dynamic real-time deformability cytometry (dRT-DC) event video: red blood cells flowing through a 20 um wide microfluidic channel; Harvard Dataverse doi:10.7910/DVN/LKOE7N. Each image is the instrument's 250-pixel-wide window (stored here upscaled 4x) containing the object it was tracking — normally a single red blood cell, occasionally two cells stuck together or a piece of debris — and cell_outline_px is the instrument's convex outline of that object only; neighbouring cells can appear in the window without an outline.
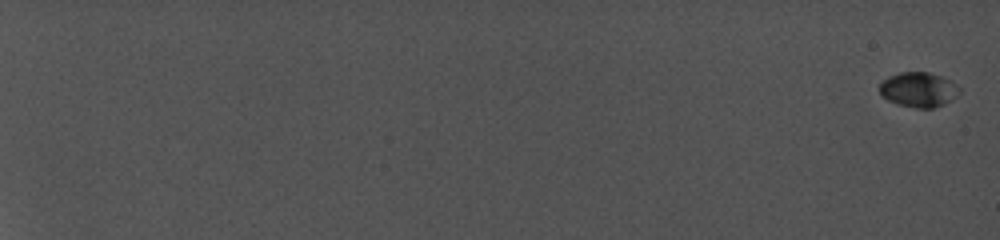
{"species": "common noctule bat (a hibernating species)", "species_latin": "Nyctalus noctula", "temperature_condition": "cold", "stored_images_in_passage": 16, "camera_frame_rate_fps": 5000, "um_per_image_px": 0.085, "animal": {"sex": "female", "body_mass_g": 19.0, "forearm_length_mm": 56.7}, "frame": {"image": 1, "passage_image": 1, "time_ms": 0.0, "image_size_px": [1000, 240], "cell_outline_px": [[960, 92], [944, 104], [932, 108], [916, 108], [900, 104], [888, 100], [880, 92], [880, 84], [888, 76], [900, 72], [928, 72], [940, 76], [948, 80], [960, 88]], "centroid_in_image_um": [78.06, 7.61], "position_along_channel_um": 6.9, "area_um2": 15.84}}
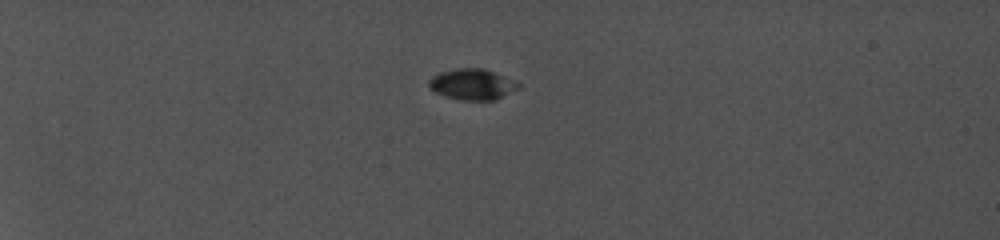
{"frame": {"image": 2, "passage_image": 7, "time_ms": 6.6, "image_size_px": [1000, 240], "cell_outline_px": [[520, 88], [496, 100], [460, 100], [444, 96], [428, 88], [428, 80], [432, 76], [440, 72], [456, 68], [484, 68], [520, 84]], "centroid_in_image_um": [40.1, 7.17], "position_along_channel_um": 44.9, "area_um2": 16.13}}
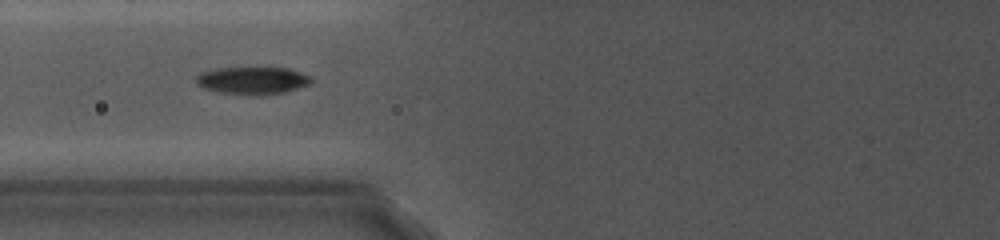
{"frame": {"image": 3, "passage_image": 14, "time_ms": 10.4, "image_size_px": [1000, 240], "cell_outline_px": [[312, 80], [308, 84], [284, 92], [260, 96], [220, 92], [204, 88], [196, 84], [196, 76], [200, 72], [216, 68], [288, 68], [312, 76]], "centroid_in_image_um": [21.44, 6.84], "position_along_channel_um": 104.4, "area_um2": 18.38}}